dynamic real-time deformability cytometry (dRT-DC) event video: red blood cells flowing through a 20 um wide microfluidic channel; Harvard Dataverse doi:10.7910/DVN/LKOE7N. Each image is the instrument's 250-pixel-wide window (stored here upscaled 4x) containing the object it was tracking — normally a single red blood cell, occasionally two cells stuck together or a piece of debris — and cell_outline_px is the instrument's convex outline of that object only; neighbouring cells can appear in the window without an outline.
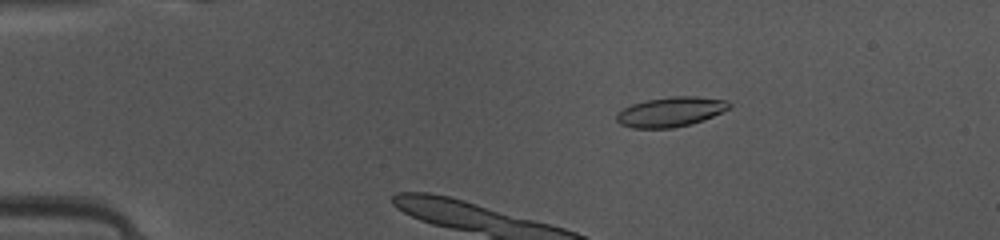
{"species": "common noctule bat (a hibernating species)", "species_latin": "Nyctalus noctula", "temperature_condition": "warm", "stored_images_in_passage": 15, "camera_frame_rate_fps": 3000, "um_per_image_px": 0.085, "animal": {"sex": "female", "body_mass_g": 10.0, "forearm_length_mm": 53.1}, "frame": {"image": 1, "passage_image": 9, "time_ms": 2.667, "image_size_px": [1000, 240], "cell_outline_px": [[732, 104], [728, 108], [712, 116], [692, 124], [672, 128], [632, 128], [620, 124], [616, 120], [616, 112], [632, 104], [648, 100], [672, 96], [696, 96], [728, 100]], "centroid_in_image_um": [56.99, 9.5], "position_along_channel_um": 28.0, "area_um2": 19.48}}